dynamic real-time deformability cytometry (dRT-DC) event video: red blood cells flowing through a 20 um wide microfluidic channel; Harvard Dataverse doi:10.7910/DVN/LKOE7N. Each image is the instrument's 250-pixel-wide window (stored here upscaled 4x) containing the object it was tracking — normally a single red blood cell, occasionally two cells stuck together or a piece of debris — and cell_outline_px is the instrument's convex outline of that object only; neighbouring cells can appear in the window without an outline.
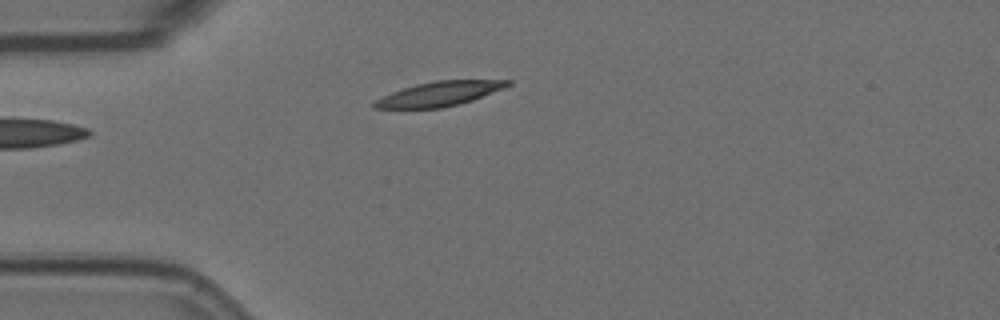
{"species": "Egyptian fruit bat (a non-hibernating species)", "species_latin": "Rousettus aegyptiacus", "temperature_condition": "room temperature", "stored_images_in_passage": 2, "camera_frame_rate_fps": 3000, "um_per_image_px": 0.085, "animal": {"sex": "female"}, "frame": {"image": 1, "passage_image": 2, "time_ms": 0.333, "image_size_px": [1000, 320], "cell_outline_px": [[512, 84], [504, 88], [472, 100], [460, 104], [444, 108], [372, 108], [372, 104], [376, 100], [392, 92], [416, 84], [436, 80], [512, 80]], "centroid_in_image_um": [37.38, 7.97], "position_along_channel_um": 47.6, "area_um2": 18.9}}